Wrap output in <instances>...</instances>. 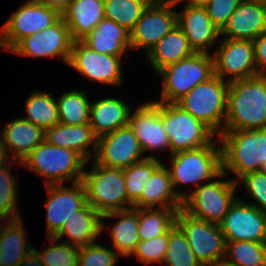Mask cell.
<instances>
[{
	"label": "cell",
	"mask_w": 266,
	"mask_h": 266,
	"mask_svg": "<svg viewBox=\"0 0 266 266\" xmlns=\"http://www.w3.org/2000/svg\"><path fill=\"white\" fill-rule=\"evenodd\" d=\"M266 129V77L229 83L224 130Z\"/></svg>",
	"instance_id": "1"
},
{
	"label": "cell",
	"mask_w": 266,
	"mask_h": 266,
	"mask_svg": "<svg viewBox=\"0 0 266 266\" xmlns=\"http://www.w3.org/2000/svg\"><path fill=\"white\" fill-rule=\"evenodd\" d=\"M170 156V157H169ZM168 170L177 195L184 200L191 192L204 183L212 181L222 172L221 145L218 136L207 146L180 151L169 155ZM188 186L178 189V186ZM177 188V189H176Z\"/></svg>",
	"instance_id": "2"
},
{
	"label": "cell",
	"mask_w": 266,
	"mask_h": 266,
	"mask_svg": "<svg viewBox=\"0 0 266 266\" xmlns=\"http://www.w3.org/2000/svg\"><path fill=\"white\" fill-rule=\"evenodd\" d=\"M218 139L222 172L232 175L234 182L244 174L260 171L266 161V129L224 130Z\"/></svg>",
	"instance_id": "3"
},
{
	"label": "cell",
	"mask_w": 266,
	"mask_h": 266,
	"mask_svg": "<svg viewBox=\"0 0 266 266\" xmlns=\"http://www.w3.org/2000/svg\"><path fill=\"white\" fill-rule=\"evenodd\" d=\"M86 161L79 153L49 144L36 146L21 162V167L45 179V186L71 184L82 180ZM70 182V183H69Z\"/></svg>",
	"instance_id": "4"
},
{
	"label": "cell",
	"mask_w": 266,
	"mask_h": 266,
	"mask_svg": "<svg viewBox=\"0 0 266 266\" xmlns=\"http://www.w3.org/2000/svg\"><path fill=\"white\" fill-rule=\"evenodd\" d=\"M162 79L160 103H177L196 85L214 75L212 54L194 52L192 55L171 64L157 73Z\"/></svg>",
	"instance_id": "5"
},
{
	"label": "cell",
	"mask_w": 266,
	"mask_h": 266,
	"mask_svg": "<svg viewBox=\"0 0 266 266\" xmlns=\"http://www.w3.org/2000/svg\"><path fill=\"white\" fill-rule=\"evenodd\" d=\"M228 88L229 82L214 74L196 85L176 104L219 136L224 131Z\"/></svg>",
	"instance_id": "6"
},
{
	"label": "cell",
	"mask_w": 266,
	"mask_h": 266,
	"mask_svg": "<svg viewBox=\"0 0 266 266\" xmlns=\"http://www.w3.org/2000/svg\"><path fill=\"white\" fill-rule=\"evenodd\" d=\"M91 169L82 176L86 201L100 215L128 209L123 169L110 168L91 160Z\"/></svg>",
	"instance_id": "7"
},
{
	"label": "cell",
	"mask_w": 266,
	"mask_h": 266,
	"mask_svg": "<svg viewBox=\"0 0 266 266\" xmlns=\"http://www.w3.org/2000/svg\"><path fill=\"white\" fill-rule=\"evenodd\" d=\"M225 177L228 175L221 172L212 181L193 190L183 200L182 209L194 218L219 224L238 198L236 191L239 186Z\"/></svg>",
	"instance_id": "8"
},
{
	"label": "cell",
	"mask_w": 266,
	"mask_h": 266,
	"mask_svg": "<svg viewBox=\"0 0 266 266\" xmlns=\"http://www.w3.org/2000/svg\"><path fill=\"white\" fill-rule=\"evenodd\" d=\"M61 12L38 0H27L0 27V49L10 52L22 39L53 25Z\"/></svg>",
	"instance_id": "9"
},
{
	"label": "cell",
	"mask_w": 266,
	"mask_h": 266,
	"mask_svg": "<svg viewBox=\"0 0 266 266\" xmlns=\"http://www.w3.org/2000/svg\"><path fill=\"white\" fill-rule=\"evenodd\" d=\"M163 129L170 140V155L209 145L217 135L176 103H161Z\"/></svg>",
	"instance_id": "10"
},
{
	"label": "cell",
	"mask_w": 266,
	"mask_h": 266,
	"mask_svg": "<svg viewBox=\"0 0 266 266\" xmlns=\"http://www.w3.org/2000/svg\"><path fill=\"white\" fill-rule=\"evenodd\" d=\"M175 224L185 234L195 258L201 265L222 260L226 252V239L219 224L194 218L180 209Z\"/></svg>",
	"instance_id": "11"
},
{
	"label": "cell",
	"mask_w": 266,
	"mask_h": 266,
	"mask_svg": "<svg viewBox=\"0 0 266 266\" xmlns=\"http://www.w3.org/2000/svg\"><path fill=\"white\" fill-rule=\"evenodd\" d=\"M122 57L95 52L81 40H74L67 66L96 83L119 87L124 81Z\"/></svg>",
	"instance_id": "12"
},
{
	"label": "cell",
	"mask_w": 266,
	"mask_h": 266,
	"mask_svg": "<svg viewBox=\"0 0 266 266\" xmlns=\"http://www.w3.org/2000/svg\"><path fill=\"white\" fill-rule=\"evenodd\" d=\"M143 153L133 129L127 125L98 138L93 160L106 167L125 169L145 158L160 159Z\"/></svg>",
	"instance_id": "13"
},
{
	"label": "cell",
	"mask_w": 266,
	"mask_h": 266,
	"mask_svg": "<svg viewBox=\"0 0 266 266\" xmlns=\"http://www.w3.org/2000/svg\"><path fill=\"white\" fill-rule=\"evenodd\" d=\"M218 43L212 54L215 75L230 83L259 74L255 63L253 41L220 37Z\"/></svg>",
	"instance_id": "14"
},
{
	"label": "cell",
	"mask_w": 266,
	"mask_h": 266,
	"mask_svg": "<svg viewBox=\"0 0 266 266\" xmlns=\"http://www.w3.org/2000/svg\"><path fill=\"white\" fill-rule=\"evenodd\" d=\"M73 39L61 16L53 25L22 39L10 52L31 58H58L68 64Z\"/></svg>",
	"instance_id": "15"
},
{
	"label": "cell",
	"mask_w": 266,
	"mask_h": 266,
	"mask_svg": "<svg viewBox=\"0 0 266 266\" xmlns=\"http://www.w3.org/2000/svg\"><path fill=\"white\" fill-rule=\"evenodd\" d=\"M219 227L226 241L266 242V212L237 198Z\"/></svg>",
	"instance_id": "16"
},
{
	"label": "cell",
	"mask_w": 266,
	"mask_h": 266,
	"mask_svg": "<svg viewBox=\"0 0 266 266\" xmlns=\"http://www.w3.org/2000/svg\"><path fill=\"white\" fill-rule=\"evenodd\" d=\"M176 5H148L130 32L132 50H145V56L177 24ZM175 8V10H174Z\"/></svg>",
	"instance_id": "17"
},
{
	"label": "cell",
	"mask_w": 266,
	"mask_h": 266,
	"mask_svg": "<svg viewBox=\"0 0 266 266\" xmlns=\"http://www.w3.org/2000/svg\"><path fill=\"white\" fill-rule=\"evenodd\" d=\"M45 210L46 237H54L74 212L79 211L86 203V192L82 181L71 185H47Z\"/></svg>",
	"instance_id": "18"
},
{
	"label": "cell",
	"mask_w": 266,
	"mask_h": 266,
	"mask_svg": "<svg viewBox=\"0 0 266 266\" xmlns=\"http://www.w3.org/2000/svg\"><path fill=\"white\" fill-rule=\"evenodd\" d=\"M129 126L133 129L140 147L146 152H169L170 140L163 129L161 117V103L146 101L131 110L129 116Z\"/></svg>",
	"instance_id": "19"
},
{
	"label": "cell",
	"mask_w": 266,
	"mask_h": 266,
	"mask_svg": "<svg viewBox=\"0 0 266 266\" xmlns=\"http://www.w3.org/2000/svg\"><path fill=\"white\" fill-rule=\"evenodd\" d=\"M177 11V24L194 52L213 54L221 31L213 24L205 7L183 6ZM217 40V42H216ZM213 51V52H212Z\"/></svg>",
	"instance_id": "20"
},
{
	"label": "cell",
	"mask_w": 266,
	"mask_h": 266,
	"mask_svg": "<svg viewBox=\"0 0 266 266\" xmlns=\"http://www.w3.org/2000/svg\"><path fill=\"white\" fill-rule=\"evenodd\" d=\"M266 31V2L242 0L221 31V37L254 41Z\"/></svg>",
	"instance_id": "21"
},
{
	"label": "cell",
	"mask_w": 266,
	"mask_h": 266,
	"mask_svg": "<svg viewBox=\"0 0 266 266\" xmlns=\"http://www.w3.org/2000/svg\"><path fill=\"white\" fill-rule=\"evenodd\" d=\"M108 219H114L113 225H106L105 222ZM108 229L110 230L109 235L113 249L120 256L130 257L140 242L138 236V208L132 207L101 215V233Z\"/></svg>",
	"instance_id": "22"
},
{
	"label": "cell",
	"mask_w": 266,
	"mask_h": 266,
	"mask_svg": "<svg viewBox=\"0 0 266 266\" xmlns=\"http://www.w3.org/2000/svg\"><path fill=\"white\" fill-rule=\"evenodd\" d=\"M45 141L57 147L74 150L89 161L96 154L98 137L89 123L80 125L58 123L45 130Z\"/></svg>",
	"instance_id": "23"
},
{
	"label": "cell",
	"mask_w": 266,
	"mask_h": 266,
	"mask_svg": "<svg viewBox=\"0 0 266 266\" xmlns=\"http://www.w3.org/2000/svg\"><path fill=\"white\" fill-rule=\"evenodd\" d=\"M101 234V215L88 203L66 219L54 236L64 243L83 247L97 242ZM66 237L64 240L62 238Z\"/></svg>",
	"instance_id": "24"
},
{
	"label": "cell",
	"mask_w": 266,
	"mask_h": 266,
	"mask_svg": "<svg viewBox=\"0 0 266 266\" xmlns=\"http://www.w3.org/2000/svg\"><path fill=\"white\" fill-rule=\"evenodd\" d=\"M131 110V105L117 96L102 97L97 101H91L89 124L99 138L129 125Z\"/></svg>",
	"instance_id": "25"
},
{
	"label": "cell",
	"mask_w": 266,
	"mask_h": 266,
	"mask_svg": "<svg viewBox=\"0 0 266 266\" xmlns=\"http://www.w3.org/2000/svg\"><path fill=\"white\" fill-rule=\"evenodd\" d=\"M165 163V164H164ZM134 208H182L183 200L174 190L170 172L164 161L152 174Z\"/></svg>",
	"instance_id": "26"
},
{
	"label": "cell",
	"mask_w": 266,
	"mask_h": 266,
	"mask_svg": "<svg viewBox=\"0 0 266 266\" xmlns=\"http://www.w3.org/2000/svg\"><path fill=\"white\" fill-rule=\"evenodd\" d=\"M2 133L9 158L20 162L45 141V130L21 116L4 124Z\"/></svg>",
	"instance_id": "27"
},
{
	"label": "cell",
	"mask_w": 266,
	"mask_h": 266,
	"mask_svg": "<svg viewBox=\"0 0 266 266\" xmlns=\"http://www.w3.org/2000/svg\"><path fill=\"white\" fill-rule=\"evenodd\" d=\"M73 40H81L104 18V0H71L61 12Z\"/></svg>",
	"instance_id": "28"
},
{
	"label": "cell",
	"mask_w": 266,
	"mask_h": 266,
	"mask_svg": "<svg viewBox=\"0 0 266 266\" xmlns=\"http://www.w3.org/2000/svg\"><path fill=\"white\" fill-rule=\"evenodd\" d=\"M81 41L95 52L107 55L123 56L131 49L130 33L106 18Z\"/></svg>",
	"instance_id": "29"
},
{
	"label": "cell",
	"mask_w": 266,
	"mask_h": 266,
	"mask_svg": "<svg viewBox=\"0 0 266 266\" xmlns=\"http://www.w3.org/2000/svg\"><path fill=\"white\" fill-rule=\"evenodd\" d=\"M194 53L183 30L176 24L145 56L154 73Z\"/></svg>",
	"instance_id": "30"
},
{
	"label": "cell",
	"mask_w": 266,
	"mask_h": 266,
	"mask_svg": "<svg viewBox=\"0 0 266 266\" xmlns=\"http://www.w3.org/2000/svg\"><path fill=\"white\" fill-rule=\"evenodd\" d=\"M23 218L9 220L0 236V266H18L34 248L27 239Z\"/></svg>",
	"instance_id": "31"
},
{
	"label": "cell",
	"mask_w": 266,
	"mask_h": 266,
	"mask_svg": "<svg viewBox=\"0 0 266 266\" xmlns=\"http://www.w3.org/2000/svg\"><path fill=\"white\" fill-rule=\"evenodd\" d=\"M24 119L44 130L59 123L57 100L52 92L35 90L25 99Z\"/></svg>",
	"instance_id": "32"
},
{
	"label": "cell",
	"mask_w": 266,
	"mask_h": 266,
	"mask_svg": "<svg viewBox=\"0 0 266 266\" xmlns=\"http://www.w3.org/2000/svg\"><path fill=\"white\" fill-rule=\"evenodd\" d=\"M87 90L64 91L57 97L59 123L80 125L89 123L91 100Z\"/></svg>",
	"instance_id": "33"
},
{
	"label": "cell",
	"mask_w": 266,
	"mask_h": 266,
	"mask_svg": "<svg viewBox=\"0 0 266 266\" xmlns=\"http://www.w3.org/2000/svg\"><path fill=\"white\" fill-rule=\"evenodd\" d=\"M182 208H138L139 240H150L165 234L174 224Z\"/></svg>",
	"instance_id": "34"
},
{
	"label": "cell",
	"mask_w": 266,
	"mask_h": 266,
	"mask_svg": "<svg viewBox=\"0 0 266 266\" xmlns=\"http://www.w3.org/2000/svg\"><path fill=\"white\" fill-rule=\"evenodd\" d=\"M16 163V164H15ZM18 163V164H17ZM14 165V166H13ZM21 165L18 160H10L0 165V218L6 220H18L23 216L18 209L19 189L17 176L12 174V166Z\"/></svg>",
	"instance_id": "35"
},
{
	"label": "cell",
	"mask_w": 266,
	"mask_h": 266,
	"mask_svg": "<svg viewBox=\"0 0 266 266\" xmlns=\"http://www.w3.org/2000/svg\"><path fill=\"white\" fill-rule=\"evenodd\" d=\"M163 163L161 159L145 158L123 169L128 195V209L141 197L142 189L151 174Z\"/></svg>",
	"instance_id": "36"
},
{
	"label": "cell",
	"mask_w": 266,
	"mask_h": 266,
	"mask_svg": "<svg viewBox=\"0 0 266 266\" xmlns=\"http://www.w3.org/2000/svg\"><path fill=\"white\" fill-rule=\"evenodd\" d=\"M224 259L235 266H266V242L226 241Z\"/></svg>",
	"instance_id": "37"
},
{
	"label": "cell",
	"mask_w": 266,
	"mask_h": 266,
	"mask_svg": "<svg viewBox=\"0 0 266 266\" xmlns=\"http://www.w3.org/2000/svg\"><path fill=\"white\" fill-rule=\"evenodd\" d=\"M147 7L143 0H104V15L130 33Z\"/></svg>",
	"instance_id": "38"
},
{
	"label": "cell",
	"mask_w": 266,
	"mask_h": 266,
	"mask_svg": "<svg viewBox=\"0 0 266 266\" xmlns=\"http://www.w3.org/2000/svg\"><path fill=\"white\" fill-rule=\"evenodd\" d=\"M165 266H202L195 258L182 230L174 224L169 229V240L165 258Z\"/></svg>",
	"instance_id": "39"
},
{
	"label": "cell",
	"mask_w": 266,
	"mask_h": 266,
	"mask_svg": "<svg viewBox=\"0 0 266 266\" xmlns=\"http://www.w3.org/2000/svg\"><path fill=\"white\" fill-rule=\"evenodd\" d=\"M49 245L42 250L33 248L44 266H78L79 247L64 243L55 237H46Z\"/></svg>",
	"instance_id": "40"
},
{
	"label": "cell",
	"mask_w": 266,
	"mask_h": 266,
	"mask_svg": "<svg viewBox=\"0 0 266 266\" xmlns=\"http://www.w3.org/2000/svg\"><path fill=\"white\" fill-rule=\"evenodd\" d=\"M237 186L241 184L240 188H245V192L249 195V199L243 200L256 207L258 210L266 212V174L256 171L244 174L236 181ZM251 199V200H250Z\"/></svg>",
	"instance_id": "41"
},
{
	"label": "cell",
	"mask_w": 266,
	"mask_h": 266,
	"mask_svg": "<svg viewBox=\"0 0 266 266\" xmlns=\"http://www.w3.org/2000/svg\"><path fill=\"white\" fill-rule=\"evenodd\" d=\"M169 240V230L160 236L154 237L150 240H143L137 244L136 250L129 257H134L136 261L143 264H162Z\"/></svg>",
	"instance_id": "42"
},
{
	"label": "cell",
	"mask_w": 266,
	"mask_h": 266,
	"mask_svg": "<svg viewBox=\"0 0 266 266\" xmlns=\"http://www.w3.org/2000/svg\"><path fill=\"white\" fill-rule=\"evenodd\" d=\"M119 258L114 249L95 242L79 247L78 266H116Z\"/></svg>",
	"instance_id": "43"
},
{
	"label": "cell",
	"mask_w": 266,
	"mask_h": 266,
	"mask_svg": "<svg viewBox=\"0 0 266 266\" xmlns=\"http://www.w3.org/2000/svg\"><path fill=\"white\" fill-rule=\"evenodd\" d=\"M242 0H209L204 6L213 24L222 31Z\"/></svg>",
	"instance_id": "44"
},
{
	"label": "cell",
	"mask_w": 266,
	"mask_h": 266,
	"mask_svg": "<svg viewBox=\"0 0 266 266\" xmlns=\"http://www.w3.org/2000/svg\"><path fill=\"white\" fill-rule=\"evenodd\" d=\"M254 55L259 74L266 73V31L262 32L254 41Z\"/></svg>",
	"instance_id": "45"
},
{
	"label": "cell",
	"mask_w": 266,
	"mask_h": 266,
	"mask_svg": "<svg viewBox=\"0 0 266 266\" xmlns=\"http://www.w3.org/2000/svg\"><path fill=\"white\" fill-rule=\"evenodd\" d=\"M18 266H44L38 253L32 249L18 264Z\"/></svg>",
	"instance_id": "46"
},
{
	"label": "cell",
	"mask_w": 266,
	"mask_h": 266,
	"mask_svg": "<svg viewBox=\"0 0 266 266\" xmlns=\"http://www.w3.org/2000/svg\"><path fill=\"white\" fill-rule=\"evenodd\" d=\"M38 1H40L41 3H45L50 7L56 8L60 12H62L68 6V3L71 0H38Z\"/></svg>",
	"instance_id": "47"
},
{
	"label": "cell",
	"mask_w": 266,
	"mask_h": 266,
	"mask_svg": "<svg viewBox=\"0 0 266 266\" xmlns=\"http://www.w3.org/2000/svg\"><path fill=\"white\" fill-rule=\"evenodd\" d=\"M10 160L11 159L8 156V152L5 146L3 133H2V130H0V165H3Z\"/></svg>",
	"instance_id": "48"
},
{
	"label": "cell",
	"mask_w": 266,
	"mask_h": 266,
	"mask_svg": "<svg viewBox=\"0 0 266 266\" xmlns=\"http://www.w3.org/2000/svg\"><path fill=\"white\" fill-rule=\"evenodd\" d=\"M209 0H177L176 4H184V6H201L204 7Z\"/></svg>",
	"instance_id": "49"
},
{
	"label": "cell",
	"mask_w": 266,
	"mask_h": 266,
	"mask_svg": "<svg viewBox=\"0 0 266 266\" xmlns=\"http://www.w3.org/2000/svg\"><path fill=\"white\" fill-rule=\"evenodd\" d=\"M148 5H176L177 0H143Z\"/></svg>",
	"instance_id": "50"
},
{
	"label": "cell",
	"mask_w": 266,
	"mask_h": 266,
	"mask_svg": "<svg viewBox=\"0 0 266 266\" xmlns=\"http://www.w3.org/2000/svg\"><path fill=\"white\" fill-rule=\"evenodd\" d=\"M202 266H235L232 263L227 262L225 259L218 260V261H213L209 264H205Z\"/></svg>",
	"instance_id": "51"
},
{
	"label": "cell",
	"mask_w": 266,
	"mask_h": 266,
	"mask_svg": "<svg viewBox=\"0 0 266 266\" xmlns=\"http://www.w3.org/2000/svg\"><path fill=\"white\" fill-rule=\"evenodd\" d=\"M8 221H9V220L1 219V218H0V236H1V231H2L3 226H4ZM1 222H2V223H1Z\"/></svg>",
	"instance_id": "52"
},
{
	"label": "cell",
	"mask_w": 266,
	"mask_h": 266,
	"mask_svg": "<svg viewBox=\"0 0 266 266\" xmlns=\"http://www.w3.org/2000/svg\"><path fill=\"white\" fill-rule=\"evenodd\" d=\"M260 172L266 174V161L263 162L262 166H261V169H260Z\"/></svg>",
	"instance_id": "53"
}]
</instances>
